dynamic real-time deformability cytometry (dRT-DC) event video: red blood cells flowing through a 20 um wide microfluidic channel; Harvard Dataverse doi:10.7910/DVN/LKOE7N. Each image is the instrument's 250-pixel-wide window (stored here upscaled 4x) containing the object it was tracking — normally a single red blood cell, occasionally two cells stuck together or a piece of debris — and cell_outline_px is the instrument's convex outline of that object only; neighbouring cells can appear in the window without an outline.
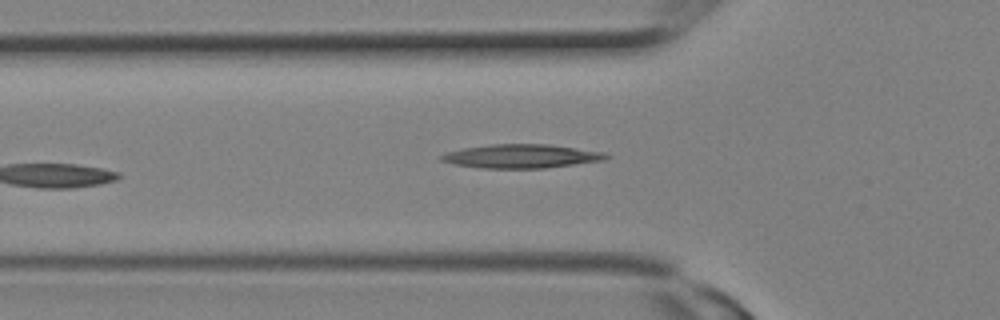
{"species": "Egyptian fruit bat (a non-hibernating species)", "species_latin": "Rousettus aegyptiacus", "temperature_condition": "room temperature", "stored_images_in_passage": 9, "camera_frame_rate_fps": 3000, "um_per_image_px": 0.085, "animal": {"sex": "female"}, "frame": {"image": 1, "passage_image": 9, "time_ms": 2.667, "image_size_px": [1000, 320], "cell_outline_px": [[612, 156], [604, 160], [544, 168], [480, 168], [452, 164], [440, 160], [436, 156], [444, 152], [464, 148], [492, 144], [548, 144], [608, 152]], "centroid_in_image_um": [44.3, 13.27], "position_along_channel_um": 81.5, "area_um2": 23.12}}